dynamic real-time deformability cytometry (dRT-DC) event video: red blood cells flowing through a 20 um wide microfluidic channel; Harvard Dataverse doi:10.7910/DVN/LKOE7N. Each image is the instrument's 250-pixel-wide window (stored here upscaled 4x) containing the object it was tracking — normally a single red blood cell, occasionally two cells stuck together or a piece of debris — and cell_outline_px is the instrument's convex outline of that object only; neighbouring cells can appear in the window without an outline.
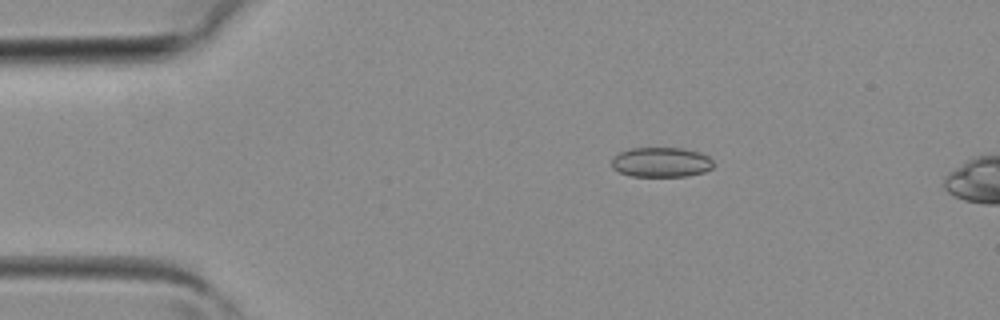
{"species": "common noctule bat (a hibernating species)", "species_latin": "Nyctalus noctula", "temperature_condition": "room temperature", "stored_images_in_passage": 3, "camera_frame_rate_fps": 3000, "um_per_image_px": 0.085, "animal": {"sex": "female", "body_mass_g": 19.3, "forearm_length_mm": 54.1}, "frame": {"image": 1, "passage_image": 2, "time_ms": 0.333, "image_size_px": [1000, 320], "cell_outline_px": [[712, 168], [704, 172], [688, 176], [632, 176], [620, 172], [612, 168], [612, 156], [620, 152], [632, 148], [684, 148], [700, 152], [708, 156], [712, 160]], "centroid_in_image_um": [56.2, 13.78], "position_along_channel_um": 28.8, "area_um2": 17.74}}